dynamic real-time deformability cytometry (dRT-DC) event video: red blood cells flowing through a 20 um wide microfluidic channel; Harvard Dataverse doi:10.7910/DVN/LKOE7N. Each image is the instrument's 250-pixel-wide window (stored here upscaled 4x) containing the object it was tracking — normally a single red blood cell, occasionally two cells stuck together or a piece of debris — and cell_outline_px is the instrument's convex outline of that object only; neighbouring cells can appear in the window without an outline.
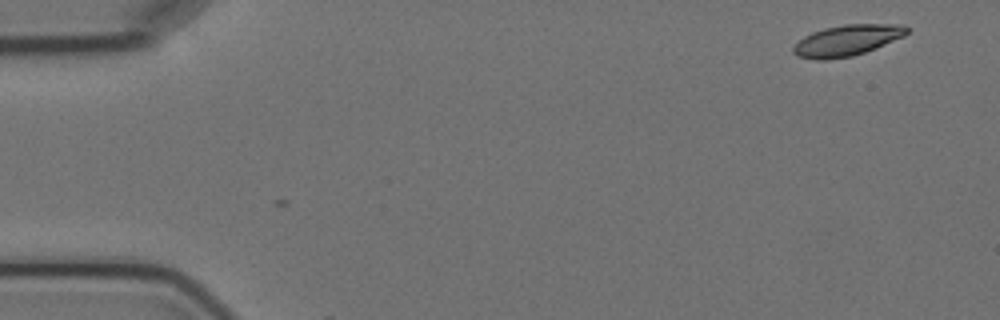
{"species": "Egyptian fruit bat (a non-hibernating species)", "species_latin": "Rousettus aegyptiacus", "temperature_condition": "cold", "stored_images_in_passage": 2, "camera_frame_rate_fps": 3000, "um_per_image_px": 0.085, "animal": {"sex": "female"}, "frame": {"image": 1, "passage_image": 1, "time_ms": 0.0, "image_size_px": [1000, 320], "cell_outline_px": [[908, 32], [904, 36], [864, 52], [852, 56], [824, 60], [816, 60], [796, 56], [792, 52], [792, 48], [804, 36], [812, 32], [824, 28], [844, 24], [900, 24], [908, 28]], "centroid_in_image_um": [71.96, 3.43], "position_along_channel_um": 13.0, "area_um2": 20.35}}